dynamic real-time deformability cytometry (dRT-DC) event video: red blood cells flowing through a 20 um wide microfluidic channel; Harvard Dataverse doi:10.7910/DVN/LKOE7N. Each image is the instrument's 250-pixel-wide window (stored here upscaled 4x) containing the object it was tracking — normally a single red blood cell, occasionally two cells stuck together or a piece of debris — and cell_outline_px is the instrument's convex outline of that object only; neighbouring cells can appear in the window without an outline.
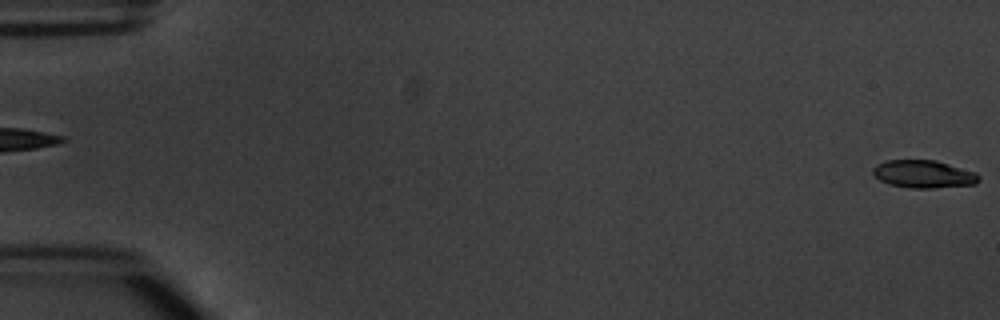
{"species": "common noctule bat (a hibernating species)", "species_latin": "Nyctalus noctula", "temperature_condition": "warm", "stored_images_in_passage": 4, "segment_of_instrument_passage": [2, 2], "camera_frame_rate_fps": 3000, "um_per_image_px": 0.085, "animal": {"sex": "male", "body_mass_g": 20.1, "forearm_length_mm": 53.5}, "frame": {"image": 1, "passage_image": 4, "time_ms": 4.667, "image_size_px": [1000, 320], "cell_outline_px": [[980, 180], [976, 184], [932, 188], [908, 188], [888, 184], [880, 180], [872, 172], [872, 168], [876, 164], [888, 160], [936, 160], [976, 172], [980, 176]], "centroid_in_image_um": [78.51, 14.8], "position_along_channel_um": 6.5, "area_um2": 17.22}}